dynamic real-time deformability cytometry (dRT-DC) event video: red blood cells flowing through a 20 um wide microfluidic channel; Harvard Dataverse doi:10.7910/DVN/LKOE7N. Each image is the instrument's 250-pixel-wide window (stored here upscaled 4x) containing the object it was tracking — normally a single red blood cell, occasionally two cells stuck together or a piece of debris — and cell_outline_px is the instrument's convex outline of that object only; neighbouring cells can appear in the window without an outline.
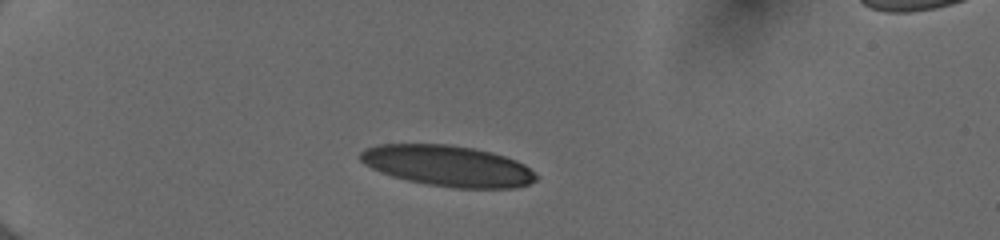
{"species": "human", "species_latin": "Homo sapiens", "temperature_condition": "cold", "stored_images_in_passage": 38, "camera_frame_rate_fps": 3000, "um_per_image_px": 0.085, "donor": {"sex": "female"}, "frame": {"image": 1, "passage_image": 1, "time_ms": 0.0, "image_size_px": [1000, 240], "cell_outline_px": [[540, 176], [536, 180], [528, 184], [512, 188], [452, 188], [428, 184], [408, 180], [392, 176], [380, 172], [364, 164], [360, 160], [360, 152], [364, 148], [376, 144], [448, 144], [472, 148], [492, 152], [516, 160], [524, 164]], "centroid_in_image_um": [38.06, 14.09], "position_along_channel_um": 46.9, "area_um2": 42.02}}
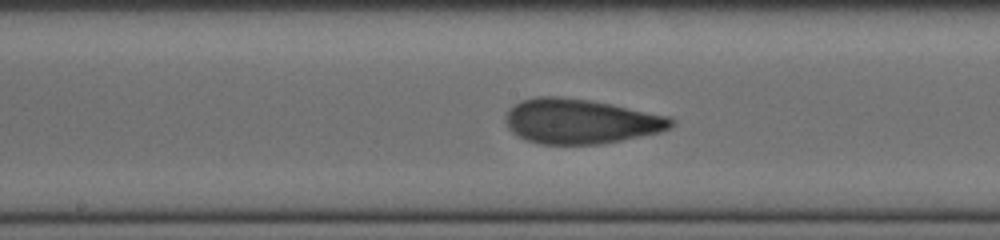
{"frame": {"image": 2, "passage_image": 16, "time_ms": 5.0, "image_size_px": [1000, 240], "cell_outline_px": [[676, 124], [660, 132], [600, 144], [540, 144], [524, 140], [516, 136], [508, 128], [504, 120], [504, 116], [508, 108], [520, 100], [536, 96], [560, 96], [592, 100], [612, 104], [668, 116], [676, 120]], "centroid_in_image_um": [49.29, 10.3], "position_along_channel_um": 198.9, "area_um2": 43.7}}
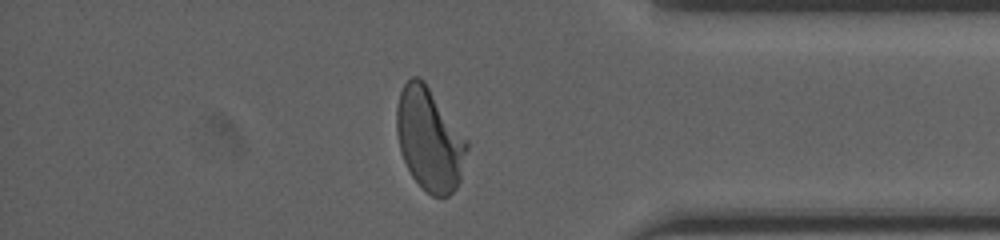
{"frame": {"image": 3, "passage_image": 32, "time_ms": 10.333, "image_size_px": [1000, 240], "cell_outline_px": [[468, 148], [460, 180], [456, 188], [448, 196], [432, 196], [412, 176], [400, 152], [396, 132], [396, 108], [400, 92], [404, 84], [412, 76], [416, 76], [424, 80], [468, 140]], "centroid_in_image_um": [36.5, 11.82], "position_along_channel_um": 398.7, "area_um2": 42.02}, "authors_computed_cell_mechanics": {"area_um2": 42.2229, "velocity_mm_per_s": 3.9959, "shape_relaxation_time_tau1_ms": 4.3026, "shape_relaxation_time_tau2_ms": 0.9585, "deformation_change_tau1": 0.1968, "deformation_change_tau2": 0.0806}}